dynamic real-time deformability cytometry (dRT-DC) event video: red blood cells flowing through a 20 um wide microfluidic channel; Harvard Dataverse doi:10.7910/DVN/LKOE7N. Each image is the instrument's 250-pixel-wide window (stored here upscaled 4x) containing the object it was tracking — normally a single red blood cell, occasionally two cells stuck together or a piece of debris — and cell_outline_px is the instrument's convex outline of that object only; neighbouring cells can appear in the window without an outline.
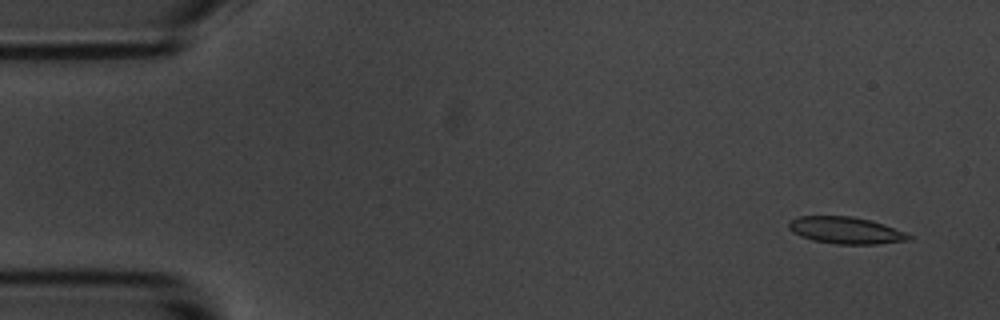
{"species": "common noctule bat (a hibernating species)", "species_latin": "Nyctalus noctula", "temperature_condition": "room temperature", "stored_images_in_passage": 5, "camera_frame_rate_fps": 3000, "um_per_image_px": 0.085, "animal": {"sex": "male", "body_mass_g": 20.1, "forearm_length_mm": 53.5}, "frame": {"image": 1, "passage_image": 1, "time_ms": 0.0, "image_size_px": [1000, 320], "cell_outline_px": [[912, 236], [908, 240], [876, 244], [836, 244], [812, 240], [800, 236], [792, 232], [788, 228], [788, 224], [792, 220], [800, 216], [852, 216], [884, 224], [904, 232]], "centroid_in_image_um": [71.86, 19.58], "position_along_channel_um": 13.1, "area_um2": 18.61}}